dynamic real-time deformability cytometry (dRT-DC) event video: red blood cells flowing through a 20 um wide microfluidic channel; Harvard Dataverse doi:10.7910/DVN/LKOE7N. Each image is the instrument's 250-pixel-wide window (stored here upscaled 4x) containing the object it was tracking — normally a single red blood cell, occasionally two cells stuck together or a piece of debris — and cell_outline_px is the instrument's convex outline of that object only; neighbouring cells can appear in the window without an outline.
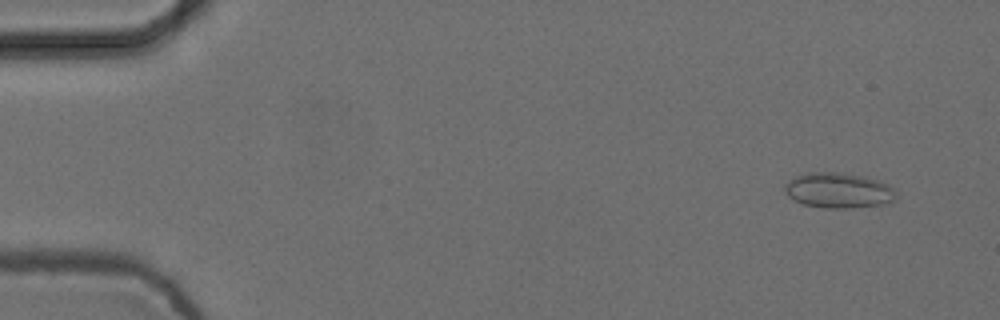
{"species": "common noctule bat (a hibernating species)", "species_latin": "Nyctalus noctula", "temperature_condition": "cold", "stored_images_in_passage": 4, "camera_frame_rate_fps": 3000, "um_per_image_px": 0.085, "animal": {"sex": "female", "body_mass_g": 24.6, "forearm_length_mm": 56.2}, "frame": {"image": 1, "passage_image": 1, "time_ms": 0.0, "image_size_px": [1000, 320], "cell_outline_px": [[896, 200], [880, 204], [848, 208], [824, 208], [804, 204], [788, 196], [784, 188], [784, 184], [788, 180], [796, 176], [808, 172], [836, 172], [864, 176], [888, 184], [896, 192]], "centroid_in_image_um": [71.25, 16.17], "position_along_channel_um": 13.7, "area_um2": 22.77}}